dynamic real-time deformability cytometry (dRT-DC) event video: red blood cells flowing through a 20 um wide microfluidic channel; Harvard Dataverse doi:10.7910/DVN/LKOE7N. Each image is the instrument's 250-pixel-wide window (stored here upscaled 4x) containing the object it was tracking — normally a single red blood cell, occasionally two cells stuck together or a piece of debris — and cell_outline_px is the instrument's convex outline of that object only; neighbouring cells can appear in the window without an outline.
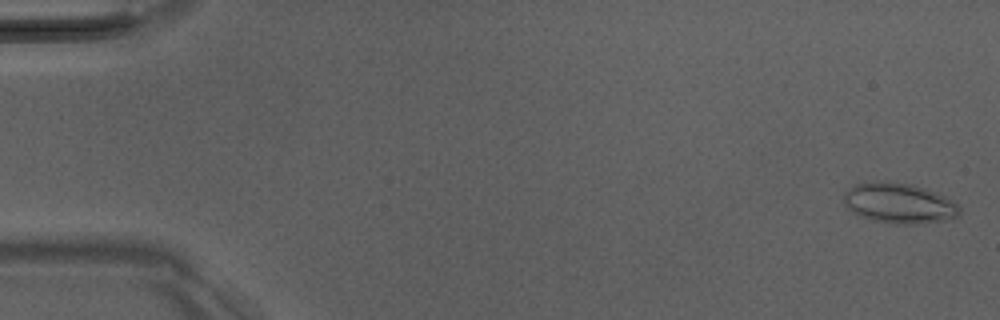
{"species": "Egyptian fruit bat (a non-hibernating species)", "species_latin": "Rousettus aegyptiacus", "temperature_condition": "room temperature", "stored_images_in_passage": 52, "camera_frame_rate_fps": 3000, "um_per_image_px": 0.085, "animal": {"sex": "male"}, "frame": {"image": 1, "passage_image": 2, "time_ms": 0.333, "image_size_px": [1000, 320], "cell_outline_px": [[960, 212], [956, 216], [944, 220], [916, 224], [892, 224], [860, 216], [852, 212], [844, 204], [844, 192], [848, 188], [856, 184], [908, 184], [924, 188], [936, 192], [944, 196], [956, 204], [960, 208]], "centroid_in_image_um": [76.42, 17.32], "position_along_channel_um": 8.6, "area_um2": 26.24}}
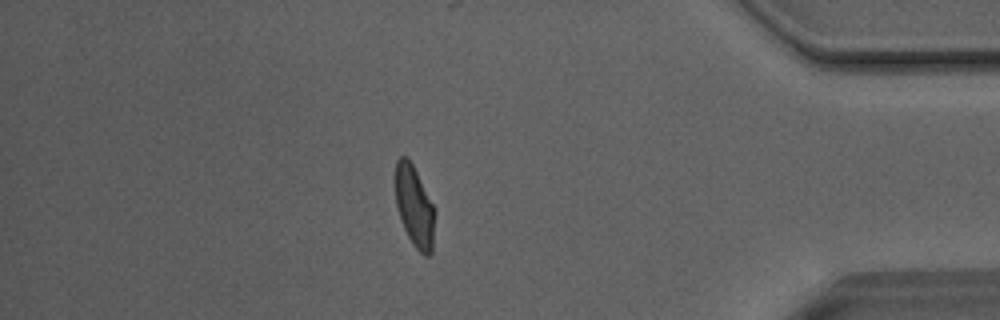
{"frame": {"image": 2, "passage_image": 45, "time_ms": 14.667, "image_size_px": [1000, 320], "cell_outline_px": [[436, 212], [432, 252], [428, 256], [424, 256], [412, 244], [400, 220], [396, 204], [396, 160], [400, 156], [404, 156], [412, 164]], "centroid_in_image_um": [35.24, 17.61], "position_along_channel_um": 400.0, "area_um2": 18.44}}
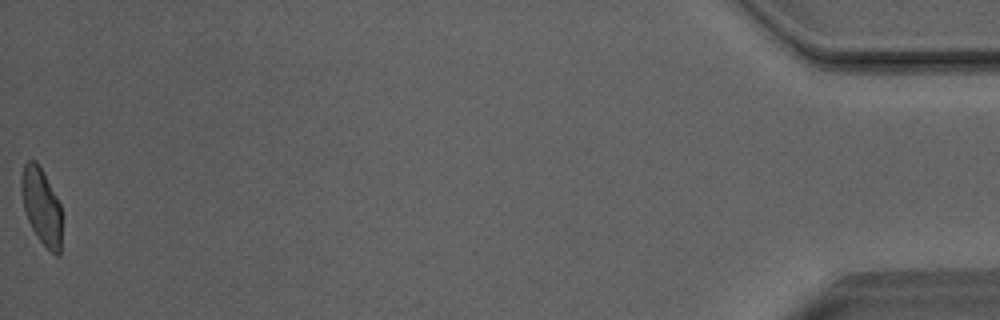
{"frame": {"image": 3, "passage_image": 52, "time_ms": 17.0, "image_size_px": [1000, 320], "cell_outline_px": [[60, 252], [56, 256], [40, 240], [32, 228], [28, 220], [24, 208], [20, 188], [20, 176], [24, 164], [28, 160], [36, 160], [44, 172], [60, 204]], "centroid_in_image_um": [3.49, 17.45], "position_along_channel_um": 431.7, "area_um2": 17.74}, "authors_computed_cell_mechanics": {"area_um2": 19.6231, "velocity_mm_per_s": 4.0535, "shape_relaxation_time_tau1_ms": 5.6864, "shape_relaxation_time_tau2_ms": 1.1991, "deformation_change_tau1": 0.1748, "deformation_change_tau2": 0.0582}}